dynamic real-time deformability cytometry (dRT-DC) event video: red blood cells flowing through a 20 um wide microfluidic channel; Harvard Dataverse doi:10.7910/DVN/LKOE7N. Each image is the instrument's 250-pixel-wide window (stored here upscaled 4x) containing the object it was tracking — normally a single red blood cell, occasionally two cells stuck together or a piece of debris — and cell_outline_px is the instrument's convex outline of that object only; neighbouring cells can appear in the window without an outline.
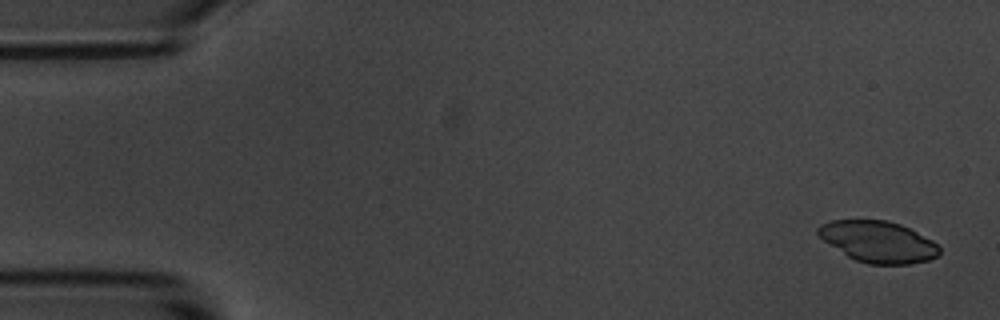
{"species": "common noctule bat (a hibernating species)", "species_latin": "Nyctalus noctula", "temperature_condition": "room temperature", "stored_images_in_passage": 6, "camera_frame_rate_fps": 3000, "um_per_image_px": 0.085, "animal": {"sex": "male", "body_mass_g": 20.1, "forearm_length_mm": 53.5}, "frame": {"image": 1, "passage_image": 1, "time_ms": 0.0, "image_size_px": [1000, 320], "cell_outline_px": [[940, 252], [936, 256], [928, 260], [908, 264], [868, 264], [856, 260], [848, 256], [824, 240], [816, 232], [816, 228], [820, 224], [832, 220], [888, 220], [900, 224], [932, 240], [940, 248]], "centroid_in_image_um": [74.63, 20.54], "position_along_channel_um": 10.4, "area_um2": 28.9}}